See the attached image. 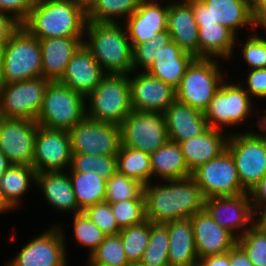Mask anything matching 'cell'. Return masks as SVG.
I'll list each match as a JSON object with an SVG mask.
<instances>
[{"mask_svg":"<svg viewBox=\"0 0 266 266\" xmlns=\"http://www.w3.org/2000/svg\"><path fill=\"white\" fill-rule=\"evenodd\" d=\"M155 183L143 187L147 220L165 223L189 219L204 210L205 198L191 176Z\"/></svg>","mask_w":266,"mask_h":266,"instance_id":"cell-1","label":"cell"},{"mask_svg":"<svg viewBox=\"0 0 266 266\" xmlns=\"http://www.w3.org/2000/svg\"><path fill=\"white\" fill-rule=\"evenodd\" d=\"M86 11L71 0H36L21 26L40 39L84 38Z\"/></svg>","mask_w":266,"mask_h":266,"instance_id":"cell-2","label":"cell"},{"mask_svg":"<svg viewBox=\"0 0 266 266\" xmlns=\"http://www.w3.org/2000/svg\"><path fill=\"white\" fill-rule=\"evenodd\" d=\"M83 45L106 74H130L133 48L121 22H87Z\"/></svg>","mask_w":266,"mask_h":266,"instance_id":"cell-3","label":"cell"},{"mask_svg":"<svg viewBox=\"0 0 266 266\" xmlns=\"http://www.w3.org/2000/svg\"><path fill=\"white\" fill-rule=\"evenodd\" d=\"M85 102L86 117L120 126L133 111L129 74H106Z\"/></svg>","mask_w":266,"mask_h":266,"instance_id":"cell-4","label":"cell"},{"mask_svg":"<svg viewBox=\"0 0 266 266\" xmlns=\"http://www.w3.org/2000/svg\"><path fill=\"white\" fill-rule=\"evenodd\" d=\"M39 77H42L39 39L20 26L2 48L0 84Z\"/></svg>","mask_w":266,"mask_h":266,"instance_id":"cell-5","label":"cell"},{"mask_svg":"<svg viewBox=\"0 0 266 266\" xmlns=\"http://www.w3.org/2000/svg\"><path fill=\"white\" fill-rule=\"evenodd\" d=\"M217 61L195 58L176 88V100L204 113L221 84L228 79Z\"/></svg>","mask_w":266,"mask_h":266,"instance_id":"cell-6","label":"cell"},{"mask_svg":"<svg viewBox=\"0 0 266 266\" xmlns=\"http://www.w3.org/2000/svg\"><path fill=\"white\" fill-rule=\"evenodd\" d=\"M85 103L83 95L58 81L50 82L36 122L48 129L69 131L86 116Z\"/></svg>","mask_w":266,"mask_h":266,"instance_id":"cell-7","label":"cell"},{"mask_svg":"<svg viewBox=\"0 0 266 266\" xmlns=\"http://www.w3.org/2000/svg\"><path fill=\"white\" fill-rule=\"evenodd\" d=\"M228 81V82H227ZM221 84L204 112L208 126L222 130L246 122L253 113L252 97L244 90L242 82L232 83L229 79ZM243 122V123H242Z\"/></svg>","mask_w":266,"mask_h":266,"instance_id":"cell-8","label":"cell"},{"mask_svg":"<svg viewBox=\"0 0 266 266\" xmlns=\"http://www.w3.org/2000/svg\"><path fill=\"white\" fill-rule=\"evenodd\" d=\"M253 131H231L226 143L235 160L240 183L247 192L266 175V141Z\"/></svg>","mask_w":266,"mask_h":266,"instance_id":"cell-9","label":"cell"},{"mask_svg":"<svg viewBox=\"0 0 266 266\" xmlns=\"http://www.w3.org/2000/svg\"><path fill=\"white\" fill-rule=\"evenodd\" d=\"M50 82L39 77L0 84V117L36 121Z\"/></svg>","mask_w":266,"mask_h":266,"instance_id":"cell-10","label":"cell"},{"mask_svg":"<svg viewBox=\"0 0 266 266\" xmlns=\"http://www.w3.org/2000/svg\"><path fill=\"white\" fill-rule=\"evenodd\" d=\"M191 177L205 199L248 193L240 183L235 160L227 148L192 171Z\"/></svg>","mask_w":266,"mask_h":266,"instance_id":"cell-11","label":"cell"},{"mask_svg":"<svg viewBox=\"0 0 266 266\" xmlns=\"http://www.w3.org/2000/svg\"><path fill=\"white\" fill-rule=\"evenodd\" d=\"M121 145L152 154L168 141L165 116L161 112L132 111L120 125Z\"/></svg>","mask_w":266,"mask_h":266,"instance_id":"cell-12","label":"cell"},{"mask_svg":"<svg viewBox=\"0 0 266 266\" xmlns=\"http://www.w3.org/2000/svg\"><path fill=\"white\" fill-rule=\"evenodd\" d=\"M60 225L50 226L26 242L4 266H68L66 234Z\"/></svg>","mask_w":266,"mask_h":266,"instance_id":"cell-13","label":"cell"},{"mask_svg":"<svg viewBox=\"0 0 266 266\" xmlns=\"http://www.w3.org/2000/svg\"><path fill=\"white\" fill-rule=\"evenodd\" d=\"M197 25L222 24L236 36L238 30L249 27L255 31L250 0H187Z\"/></svg>","mask_w":266,"mask_h":266,"instance_id":"cell-14","label":"cell"},{"mask_svg":"<svg viewBox=\"0 0 266 266\" xmlns=\"http://www.w3.org/2000/svg\"><path fill=\"white\" fill-rule=\"evenodd\" d=\"M72 153L116 156L121 146L119 125L84 117L68 131Z\"/></svg>","mask_w":266,"mask_h":266,"instance_id":"cell-15","label":"cell"},{"mask_svg":"<svg viewBox=\"0 0 266 266\" xmlns=\"http://www.w3.org/2000/svg\"><path fill=\"white\" fill-rule=\"evenodd\" d=\"M71 158L72 148L68 131L38 125L32 161L36 172L68 171L66 169L70 167Z\"/></svg>","mask_w":266,"mask_h":266,"instance_id":"cell-16","label":"cell"},{"mask_svg":"<svg viewBox=\"0 0 266 266\" xmlns=\"http://www.w3.org/2000/svg\"><path fill=\"white\" fill-rule=\"evenodd\" d=\"M38 124L0 117V151L11 164L32 166Z\"/></svg>","mask_w":266,"mask_h":266,"instance_id":"cell-17","label":"cell"},{"mask_svg":"<svg viewBox=\"0 0 266 266\" xmlns=\"http://www.w3.org/2000/svg\"><path fill=\"white\" fill-rule=\"evenodd\" d=\"M204 209L219 226L236 238L244 235L254 224V211L248 193L206 198Z\"/></svg>","mask_w":266,"mask_h":266,"instance_id":"cell-18","label":"cell"},{"mask_svg":"<svg viewBox=\"0 0 266 266\" xmlns=\"http://www.w3.org/2000/svg\"><path fill=\"white\" fill-rule=\"evenodd\" d=\"M129 84L133 111L164 113L176 101V89L146 71L133 70L129 74Z\"/></svg>","mask_w":266,"mask_h":266,"instance_id":"cell-19","label":"cell"},{"mask_svg":"<svg viewBox=\"0 0 266 266\" xmlns=\"http://www.w3.org/2000/svg\"><path fill=\"white\" fill-rule=\"evenodd\" d=\"M190 219L198 259L226 253L237 244V238L219 226L205 209Z\"/></svg>","mask_w":266,"mask_h":266,"instance_id":"cell-20","label":"cell"},{"mask_svg":"<svg viewBox=\"0 0 266 266\" xmlns=\"http://www.w3.org/2000/svg\"><path fill=\"white\" fill-rule=\"evenodd\" d=\"M140 4L136 11L123 21L134 49L138 44L152 39L156 34L167 31L169 1Z\"/></svg>","mask_w":266,"mask_h":266,"instance_id":"cell-21","label":"cell"},{"mask_svg":"<svg viewBox=\"0 0 266 266\" xmlns=\"http://www.w3.org/2000/svg\"><path fill=\"white\" fill-rule=\"evenodd\" d=\"M105 75L93 55L82 44L73 54L58 82L86 98Z\"/></svg>","mask_w":266,"mask_h":266,"instance_id":"cell-22","label":"cell"},{"mask_svg":"<svg viewBox=\"0 0 266 266\" xmlns=\"http://www.w3.org/2000/svg\"><path fill=\"white\" fill-rule=\"evenodd\" d=\"M175 1L169 0L167 32L182 50L198 58V26L192 6L187 0Z\"/></svg>","mask_w":266,"mask_h":266,"instance_id":"cell-23","label":"cell"},{"mask_svg":"<svg viewBox=\"0 0 266 266\" xmlns=\"http://www.w3.org/2000/svg\"><path fill=\"white\" fill-rule=\"evenodd\" d=\"M164 116L169 141L174 143L199 136L209 128L203 112L177 100L164 111Z\"/></svg>","mask_w":266,"mask_h":266,"instance_id":"cell-24","label":"cell"},{"mask_svg":"<svg viewBox=\"0 0 266 266\" xmlns=\"http://www.w3.org/2000/svg\"><path fill=\"white\" fill-rule=\"evenodd\" d=\"M84 38L52 37L40 39L42 77L59 81L73 54L83 44Z\"/></svg>","mask_w":266,"mask_h":266,"instance_id":"cell-25","label":"cell"},{"mask_svg":"<svg viewBox=\"0 0 266 266\" xmlns=\"http://www.w3.org/2000/svg\"><path fill=\"white\" fill-rule=\"evenodd\" d=\"M35 185L38 186L51 207L57 211L81 212L73 191L67 171L39 172L36 173Z\"/></svg>","mask_w":266,"mask_h":266,"instance_id":"cell-26","label":"cell"},{"mask_svg":"<svg viewBox=\"0 0 266 266\" xmlns=\"http://www.w3.org/2000/svg\"><path fill=\"white\" fill-rule=\"evenodd\" d=\"M228 136L223 129L209 127L201 135L180 142L188 169L192 172L200 165L216 158L226 149Z\"/></svg>","mask_w":266,"mask_h":266,"instance_id":"cell-27","label":"cell"},{"mask_svg":"<svg viewBox=\"0 0 266 266\" xmlns=\"http://www.w3.org/2000/svg\"><path fill=\"white\" fill-rule=\"evenodd\" d=\"M194 59L195 57L191 53L185 52L177 43L171 41L161 48L146 72L176 89L186 68Z\"/></svg>","mask_w":266,"mask_h":266,"instance_id":"cell-28","label":"cell"},{"mask_svg":"<svg viewBox=\"0 0 266 266\" xmlns=\"http://www.w3.org/2000/svg\"><path fill=\"white\" fill-rule=\"evenodd\" d=\"M169 235V266H196L198 255L191 219L165 222Z\"/></svg>","mask_w":266,"mask_h":266,"instance_id":"cell-29","label":"cell"},{"mask_svg":"<svg viewBox=\"0 0 266 266\" xmlns=\"http://www.w3.org/2000/svg\"><path fill=\"white\" fill-rule=\"evenodd\" d=\"M198 26V58L227 61L234 54L239 37L222 24ZM238 42V44H237Z\"/></svg>","mask_w":266,"mask_h":266,"instance_id":"cell-30","label":"cell"},{"mask_svg":"<svg viewBox=\"0 0 266 266\" xmlns=\"http://www.w3.org/2000/svg\"><path fill=\"white\" fill-rule=\"evenodd\" d=\"M152 182L182 179L191 176L192 172L188 169L180 145L168 141L165 145L150 154Z\"/></svg>","mask_w":266,"mask_h":266,"instance_id":"cell-31","label":"cell"},{"mask_svg":"<svg viewBox=\"0 0 266 266\" xmlns=\"http://www.w3.org/2000/svg\"><path fill=\"white\" fill-rule=\"evenodd\" d=\"M36 170L32 166L12 164L0 177V193L15 210L29 187L36 182Z\"/></svg>","mask_w":266,"mask_h":266,"instance_id":"cell-32","label":"cell"},{"mask_svg":"<svg viewBox=\"0 0 266 266\" xmlns=\"http://www.w3.org/2000/svg\"><path fill=\"white\" fill-rule=\"evenodd\" d=\"M73 191L79 208L84 211L87 207L105 202L106 180L97 173L68 172Z\"/></svg>","mask_w":266,"mask_h":266,"instance_id":"cell-33","label":"cell"},{"mask_svg":"<svg viewBox=\"0 0 266 266\" xmlns=\"http://www.w3.org/2000/svg\"><path fill=\"white\" fill-rule=\"evenodd\" d=\"M117 158V173L146 185L152 181L150 154L121 145Z\"/></svg>","mask_w":266,"mask_h":266,"instance_id":"cell-34","label":"cell"},{"mask_svg":"<svg viewBox=\"0 0 266 266\" xmlns=\"http://www.w3.org/2000/svg\"><path fill=\"white\" fill-rule=\"evenodd\" d=\"M138 6L136 0H95L86 11V20L87 22H123L136 11Z\"/></svg>","mask_w":266,"mask_h":266,"instance_id":"cell-35","label":"cell"},{"mask_svg":"<svg viewBox=\"0 0 266 266\" xmlns=\"http://www.w3.org/2000/svg\"><path fill=\"white\" fill-rule=\"evenodd\" d=\"M169 235L165 223L150 221V238L137 266H169Z\"/></svg>","mask_w":266,"mask_h":266,"instance_id":"cell-36","label":"cell"},{"mask_svg":"<svg viewBox=\"0 0 266 266\" xmlns=\"http://www.w3.org/2000/svg\"><path fill=\"white\" fill-rule=\"evenodd\" d=\"M118 234L128 262L132 266L138 265L149 243L150 221L145 220L140 224L123 228Z\"/></svg>","mask_w":266,"mask_h":266,"instance_id":"cell-37","label":"cell"},{"mask_svg":"<svg viewBox=\"0 0 266 266\" xmlns=\"http://www.w3.org/2000/svg\"><path fill=\"white\" fill-rule=\"evenodd\" d=\"M94 172L102 179L108 180L117 173L116 156L87 155L72 153L71 164L67 172Z\"/></svg>","mask_w":266,"mask_h":266,"instance_id":"cell-38","label":"cell"},{"mask_svg":"<svg viewBox=\"0 0 266 266\" xmlns=\"http://www.w3.org/2000/svg\"><path fill=\"white\" fill-rule=\"evenodd\" d=\"M87 262L88 266H132L126 258L119 234L105 236Z\"/></svg>","mask_w":266,"mask_h":266,"instance_id":"cell-39","label":"cell"},{"mask_svg":"<svg viewBox=\"0 0 266 266\" xmlns=\"http://www.w3.org/2000/svg\"><path fill=\"white\" fill-rule=\"evenodd\" d=\"M72 220L74 240L82 248H88L90 257L106 235L88 218L84 211L73 214Z\"/></svg>","mask_w":266,"mask_h":266,"instance_id":"cell-40","label":"cell"},{"mask_svg":"<svg viewBox=\"0 0 266 266\" xmlns=\"http://www.w3.org/2000/svg\"><path fill=\"white\" fill-rule=\"evenodd\" d=\"M143 187L138 180L116 173L106 181L105 202L111 204L136 199L143 192Z\"/></svg>","mask_w":266,"mask_h":266,"instance_id":"cell-41","label":"cell"},{"mask_svg":"<svg viewBox=\"0 0 266 266\" xmlns=\"http://www.w3.org/2000/svg\"><path fill=\"white\" fill-rule=\"evenodd\" d=\"M110 205L120 229L137 225L147 220L143 192L136 199L111 203Z\"/></svg>","mask_w":266,"mask_h":266,"instance_id":"cell-42","label":"cell"},{"mask_svg":"<svg viewBox=\"0 0 266 266\" xmlns=\"http://www.w3.org/2000/svg\"><path fill=\"white\" fill-rule=\"evenodd\" d=\"M172 41L170 34L165 31L156 34L152 39L138 44L133 49V70L146 71L156 59L161 48Z\"/></svg>","mask_w":266,"mask_h":266,"instance_id":"cell-43","label":"cell"},{"mask_svg":"<svg viewBox=\"0 0 266 266\" xmlns=\"http://www.w3.org/2000/svg\"><path fill=\"white\" fill-rule=\"evenodd\" d=\"M237 244L245 251L254 266H266V234L254 224L237 238Z\"/></svg>","mask_w":266,"mask_h":266,"instance_id":"cell-44","label":"cell"},{"mask_svg":"<svg viewBox=\"0 0 266 266\" xmlns=\"http://www.w3.org/2000/svg\"><path fill=\"white\" fill-rule=\"evenodd\" d=\"M242 47V58L250 67L248 70L266 68V38L265 36H259L252 32L251 35L246 38L244 43L240 42Z\"/></svg>","mask_w":266,"mask_h":266,"instance_id":"cell-45","label":"cell"},{"mask_svg":"<svg viewBox=\"0 0 266 266\" xmlns=\"http://www.w3.org/2000/svg\"><path fill=\"white\" fill-rule=\"evenodd\" d=\"M84 212L106 236L117 235L120 232L110 203L102 202L89 206Z\"/></svg>","mask_w":266,"mask_h":266,"instance_id":"cell-46","label":"cell"},{"mask_svg":"<svg viewBox=\"0 0 266 266\" xmlns=\"http://www.w3.org/2000/svg\"><path fill=\"white\" fill-rule=\"evenodd\" d=\"M244 90L253 98L266 99V68L249 70Z\"/></svg>","mask_w":266,"mask_h":266,"instance_id":"cell-47","label":"cell"},{"mask_svg":"<svg viewBox=\"0 0 266 266\" xmlns=\"http://www.w3.org/2000/svg\"><path fill=\"white\" fill-rule=\"evenodd\" d=\"M36 0H0V11L12 15L22 23L35 5Z\"/></svg>","mask_w":266,"mask_h":266,"instance_id":"cell-48","label":"cell"},{"mask_svg":"<svg viewBox=\"0 0 266 266\" xmlns=\"http://www.w3.org/2000/svg\"><path fill=\"white\" fill-rule=\"evenodd\" d=\"M21 23L12 15L0 11V47L9 42L11 36L20 28Z\"/></svg>","mask_w":266,"mask_h":266,"instance_id":"cell-49","label":"cell"},{"mask_svg":"<svg viewBox=\"0 0 266 266\" xmlns=\"http://www.w3.org/2000/svg\"><path fill=\"white\" fill-rule=\"evenodd\" d=\"M253 211L266 207V175L263 176L249 191Z\"/></svg>","mask_w":266,"mask_h":266,"instance_id":"cell-50","label":"cell"},{"mask_svg":"<svg viewBox=\"0 0 266 266\" xmlns=\"http://www.w3.org/2000/svg\"><path fill=\"white\" fill-rule=\"evenodd\" d=\"M250 3L256 31L259 26L266 32V0H250Z\"/></svg>","mask_w":266,"mask_h":266,"instance_id":"cell-51","label":"cell"},{"mask_svg":"<svg viewBox=\"0 0 266 266\" xmlns=\"http://www.w3.org/2000/svg\"><path fill=\"white\" fill-rule=\"evenodd\" d=\"M229 266H254L245 251L236 244L229 250Z\"/></svg>","mask_w":266,"mask_h":266,"instance_id":"cell-52","label":"cell"},{"mask_svg":"<svg viewBox=\"0 0 266 266\" xmlns=\"http://www.w3.org/2000/svg\"><path fill=\"white\" fill-rule=\"evenodd\" d=\"M196 266H229V251L198 259Z\"/></svg>","mask_w":266,"mask_h":266,"instance_id":"cell-53","label":"cell"},{"mask_svg":"<svg viewBox=\"0 0 266 266\" xmlns=\"http://www.w3.org/2000/svg\"><path fill=\"white\" fill-rule=\"evenodd\" d=\"M254 225L266 234V207L254 212Z\"/></svg>","mask_w":266,"mask_h":266,"instance_id":"cell-54","label":"cell"},{"mask_svg":"<svg viewBox=\"0 0 266 266\" xmlns=\"http://www.w3.org/2000/svg\"><path fill=\"white\" fill-rule=\"evenodd\" d=\"M265 114L262 116L259 113H257V128L259 129L258 134L266 141V111H264ZM261 131V132H260Z\"/></svg>","mask_w":266,"mask_h":266,"instance_id":"cell-55","label":"cell"},{"mask_svg":"<svg viewBox=\"0 0 266 266\" xmlns=\"http://www.w3.org/2000/svg\"><path fill=\"white\" fill-rule=\"evenodd\" d=\"M12 164L8 161L7 157L0 151V177Z\"/></svg>","mask_w":266,"mask_h":266,"instance_id":"cell-56","label":"cell"},{"mask_svg":"<svg viewBox=\"0 0 266 266\" xmlns=\"http://www.w3.org/2000/svg\"><path fill=\"white\" fill-rule=\"evenodd\" d=\"M14 211V209L10 206V204L5 200V198L0 193V214L4 212Z\"/></svg>","mask_w":266,"mask_h":266,"instance_id":"cell-57","label":"cell"},{"mask_svg":"<svg viewBox=\"0 0 266 266\" xmlns=\"http://www.w3.org/2000/svg\"><path fill=\"white\" fill-rule=\"evenodd\" d=\"M75 4L80 5L85 11H87L95 0H71Z\"/></svg>","mask_w":266,"mask_h":266,"instance_id":"cell-58","label":"cell"},{"mask_svg":"<svg viewBox=\"0 0 266 266\" xmlns=\"http://www.w3.org/2000/svg\"><path fill=\"white\" fill-rule=\"evenodd\" d=\"M138 2V4H148V3H157L160 0H136ZM164 1V0H163Z\"/></svg>","mask_w":266,"mask_h":266,"instance_id":"cell-59","label":"cell"},{"mask_svg":"<svg viewBox=\"0 0 266 266\" xmlns=\"http://www.w3.org/2000/svg\"><path fill=\"white\" fill-rule=\"evenodd\" d=\"M2 48L0 47V72H1Z\"/></svg>","mask_w":266,"mask_h":266,"instance_id":"cell-60","label":"cell"}]
</instances>
